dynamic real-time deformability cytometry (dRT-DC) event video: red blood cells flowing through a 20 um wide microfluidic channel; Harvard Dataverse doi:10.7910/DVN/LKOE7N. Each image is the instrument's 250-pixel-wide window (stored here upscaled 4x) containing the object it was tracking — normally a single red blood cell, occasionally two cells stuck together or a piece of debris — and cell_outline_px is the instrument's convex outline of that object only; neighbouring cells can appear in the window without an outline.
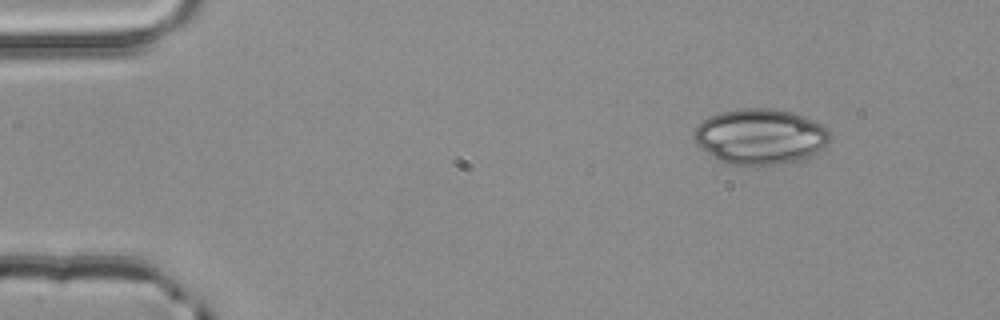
{"species": "common noctule bat (a hibernating species)", "species_latin": "Nyctalus noctula", "temperature_condition": "room temperature", "stored_images_in_passage": 3, "camera_frame_rate_fps": 3000, "um_per_image_px": 0.085, "animal": {"sex": "male", "body_mass_g": 20.4}, "frame": {"image": 1, "passage_image": 1, "time_ms": 0.0, "image_size_px": [1000, 320], "cell_outline_px": [[828, 140], [816, 156], [800, 160], [776, 164], [724, 164], [712, 156], [696, 144], [692, 136], [692, 128], [708, 116], [720, 112], [740, 108], [776, 108], [792, 112], [820, 124], [828, 128]], "centroid_in_image_um": [64.57, 11.6], "position_along_channel_um": 20.4, "area_um2": 44.22}}